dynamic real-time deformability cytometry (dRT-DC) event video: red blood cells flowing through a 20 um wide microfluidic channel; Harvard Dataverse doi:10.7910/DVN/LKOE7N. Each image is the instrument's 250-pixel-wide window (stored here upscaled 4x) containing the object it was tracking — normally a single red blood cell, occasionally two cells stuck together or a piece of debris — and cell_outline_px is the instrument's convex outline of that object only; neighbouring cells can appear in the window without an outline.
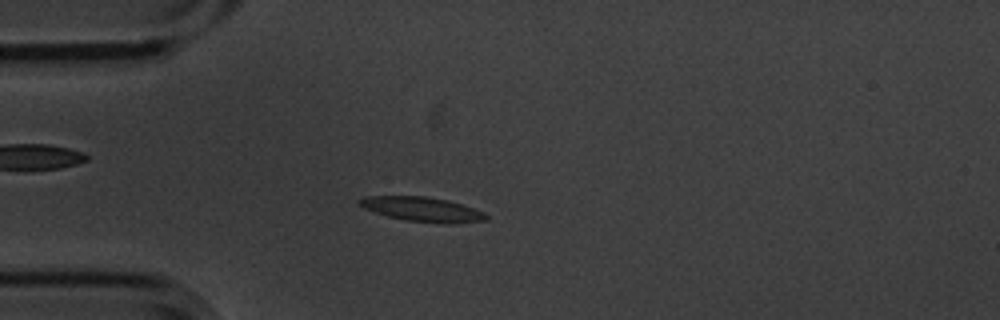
{"species": "common noctule bat (a hibernating species)", "species_latin": "Nyctalus noctula", "temperature_condition": "cold", "stored_images_in_passage": 3, "camera_frame_rate_fps": 3000, "um_per_image_px": 0.085, "animal": {"sex": "male", "body_mass_g": 20.1, "forearm_length_mm": 53.5}, "frame": {"image": 1, "passage_image": 3, "time_ms": 0.667, "image_size_px": [1000, 320], "cell_outline_px": [[488, 220], [452, 224], [444, 224], [404, 220], [388, 216], [364, 208], [356, 200], [364, 196], [424, 196], [448, 200], [484, 212], [488, 216]], "centroid_in_image_um": [35.91, 17.79], "position_along_channel_um": 49.1, "area_um2": 18.09}}